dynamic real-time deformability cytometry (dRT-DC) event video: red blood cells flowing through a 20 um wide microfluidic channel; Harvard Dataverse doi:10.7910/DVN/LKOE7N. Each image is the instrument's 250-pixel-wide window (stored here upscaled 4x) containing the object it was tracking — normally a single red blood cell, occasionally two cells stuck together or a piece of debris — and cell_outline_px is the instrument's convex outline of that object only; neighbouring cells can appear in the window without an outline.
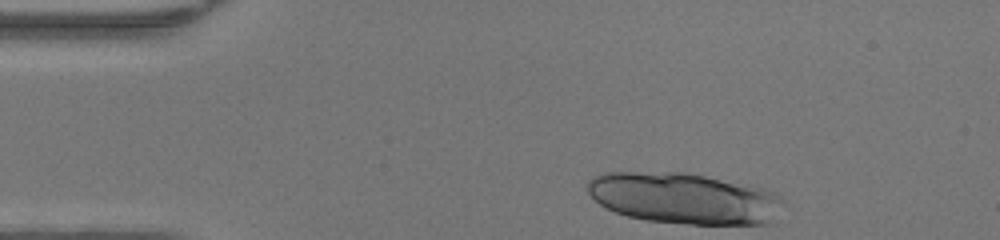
{"species": "human", "species_latin": "Homo sapiens", "temperature_condition": "warm", "stored_images_in_passage": 32, "camera_frame_rate_fps": 3000, "um_per_image_px": 0.085, "donor": {"sex": "female"}, "frame": {"image": 1, "passage_image": 1, "time_ms": 0.0, "image_size_px": [1000, 240], "cell_outline_px": [[784, 200], [772, 224], [692, 224], [648, 220], [628, 216], [616, 212], [600, 204], [588, 192], [588, 180], [592, 176], [604, 172], [688, 172], [752, 184], [764, 188], [780, 196]], "centroid_in_image_um": [58.19, 16.84], "position_along_channel_um": 26.8, "area_um2": 58.72}}
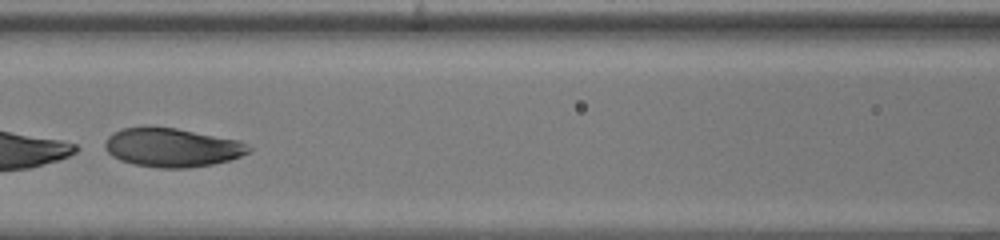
{"frame": {"image": 2, "passage_image": 15, "time_ms": 4.667, "image_size_px": [1000, 240], "cell_outline_px": [[252, 148], [248, 152], [240, 156], [228, 160], [212, 164], [188, 168], [160, 168], [132, 164], [120, 160], [112, 156], [104, 148], [104, 144], [108, 136], [112, 132], [124, 128], [144, 124], [148, 124], [176, 128], [240, 140]], "centroid_in_image_um": [14.57, 12.51], "position_along_channel_um": 152.0, "area_um2": 33.06}}
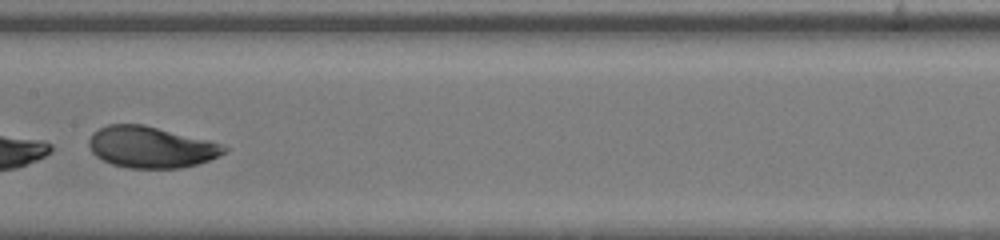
{"frame": {"image": 3, "passage_image": 18, "time_ms": 5.667, "image_size_px": [1000, 240], "cell_outline_px": [[228, 152], [220, 156], [196, 164], [180, 168], [128, 168], [112, 164], [96, 156], [92, 152], [88, 144], [88, 140], [92, 132], [108, 124], [144, 124], [208, 140], [220, 144], [228, 148]], "centroid_in_image_um": [12.82, 12.5], "position_along_channel_um": 194.6, "area_um2": 32.6}, "authors_computed_cell_mechanics": {"area_um2": 32.946, "velocity_mm_per_s": 4.2722, "shape_relaxation_time_tau1_ms": 1.5448, "shape_relaxation_time_tau2_ms": 1.1311, "deformation_change_tau1": 0.3444, "deformation_change_tau2": 0.0529}}